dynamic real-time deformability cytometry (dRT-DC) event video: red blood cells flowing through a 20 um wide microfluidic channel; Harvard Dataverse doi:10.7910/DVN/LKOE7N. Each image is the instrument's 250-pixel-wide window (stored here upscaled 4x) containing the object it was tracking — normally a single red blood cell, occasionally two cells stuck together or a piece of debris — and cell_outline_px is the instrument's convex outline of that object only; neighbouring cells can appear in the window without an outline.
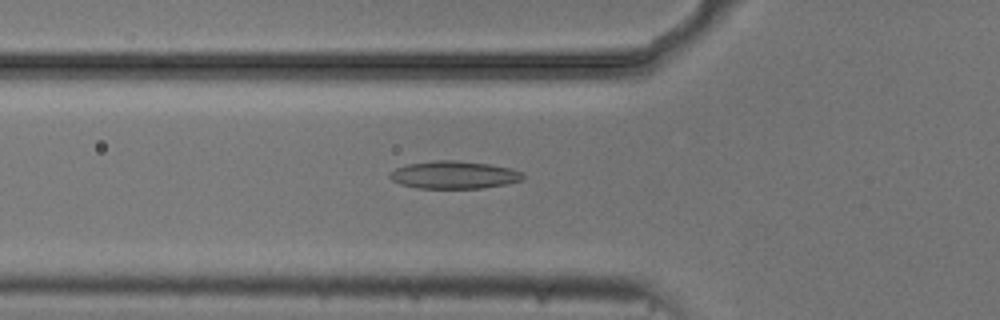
{"species": "common noctule bat (a hibernating species)", "species_latin": "Nyctalus noctula", "temperature_condition": "cold", "stored_images_in_passage": 45, "camera_frame_rate_fps": 3000, "um_per_image_px": 0.085, "animal": {"sex": "male", "body_mass_g": 20.5, "forearm_length_mm": 52.5}, "frame": {"image": 1, "passage_image": 10, "time_ms": 3.0, "image_size_px": [1000, 320], "cell_outline_px": [[524, 180], [508, 184], [484, 188], [416, 188], [400, 184], [392, 180], [388, 176], [396, 168], [408, 164], [436, 160], [456, 160], [488, 164], [512, 168], [520, 172], [524, 176]], "centroid_in_image_um": [38.62, 14.87], "position_along_channel_um": 87.2, "area_um2": 21.5}}
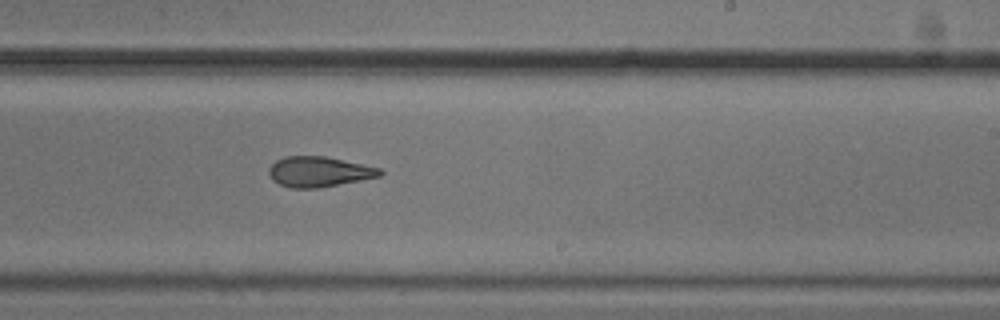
{"frame": {"image": 2, "passage_image": 24, "time_ms": 7.667, "image_size_px": [1000, 320], "cell_outline_px": [[384, 172], [380, 176], [320, 188], [292, 188], [280, 184], [272, 180], [268, 172], [268, 168], [276, 160], [284, 156], [324, 156], [380, 168]], "centroid_in_image_um": [27.08, 14.6], "position_along_channel_um": 261.9, "area_um2": 19.54}}
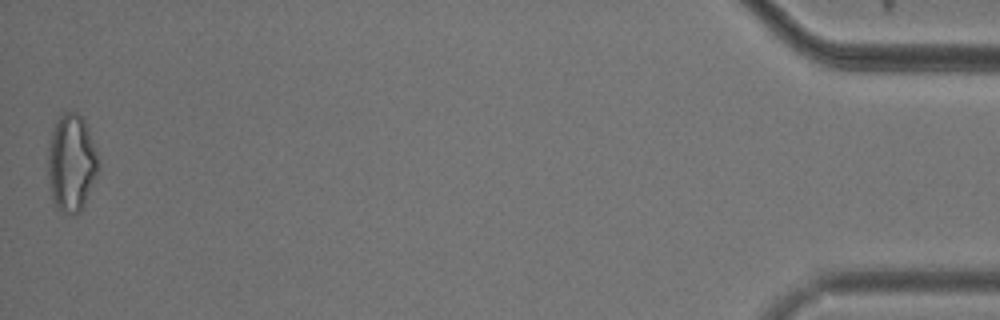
{"frame": {"image": 3, "passage_image": 45, "time_ms": 14.667, "image_size_px": [1000, 320], "cell_outline_px": [[100, 168], [84, 204], [80, 212], [76, 216], [72, 216], [56, 208], [52, 200], [48, 176], [48, 144], [52, 132], [60, 116], [64, 112], [76, 112], [84, 116], [96, 148]], "centroid_in_image_um": [6.09, 13.86], "position_along_channel_um": 429.1, "area_um2": 29.02}, "authors_computed_cell_mechanics": {"area_um2": 20.7502, "velocity_mm_per_s": 3.7223, "shape_relaxation_time_tau1_ms": null, "shape_relaxation_time_tau2_ms": 3.2917, "deformation_change_tau1": null, "deformation_change_tau2": 0.1105}}